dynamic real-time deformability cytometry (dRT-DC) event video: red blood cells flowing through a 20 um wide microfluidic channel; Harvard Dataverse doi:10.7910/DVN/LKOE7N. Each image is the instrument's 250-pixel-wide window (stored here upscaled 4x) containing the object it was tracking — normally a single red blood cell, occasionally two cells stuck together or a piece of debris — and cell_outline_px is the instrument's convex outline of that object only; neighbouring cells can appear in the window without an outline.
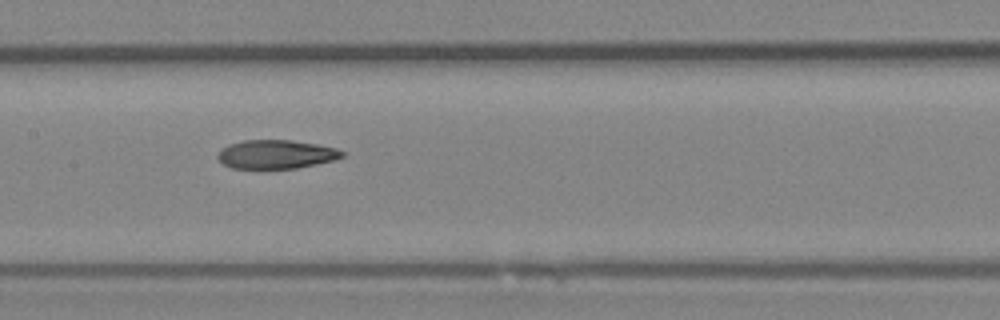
{"species": "Egyptian fruit bat (a non-hibernating species)", "species_latin": "Rousettus aegyptiacus", "temperature_condition": "room temperature", "stored_images_in_passage": 11, "camera_frame_rate_fps": 3000, "um_per_image_px": 0.085, "animal": {"sex": "female"}, "frame": {"image": 1, "passage_image": 8, "time_ms": 2.333, "image_size_px": [1000, 320], "cell_outline_px": [[344, 156], [332, 160], [316, 164], [296, 168], [232, 168], [224, 164], [216, 156], [228, 144], [244, 140], [292, 140], [316, 144], [336, 148], [344, 152]], "centroid_in_image_um": [23.47, 13.11], "position_along_channel_um": 183.9, "area_um2": 20.58}}
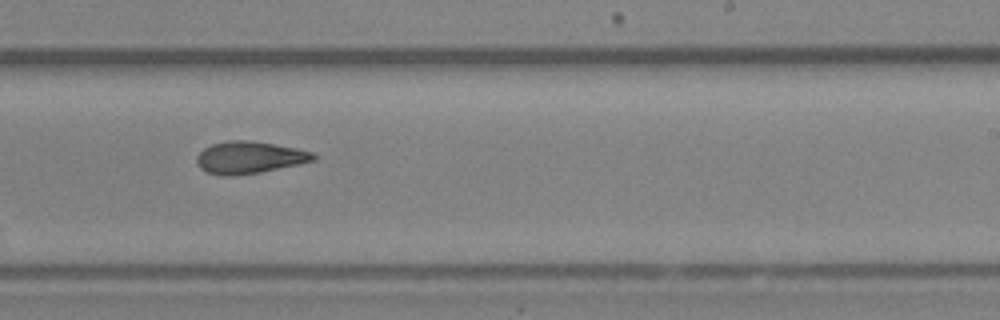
{"frame": {"image": 2, "passage_image": 10, "time_ms": 3.0, "image_size_px": [1000, 320], "cell_outline_px": [[316, 160], [260, 172], [232, 176], [220, 176], [208, 172], [200, 168], [196, 164], [196, 156], [204, 148], [212, 144], [228, 140], [248, 140], [296, 148], [312, 152], [316, 156]], "centroid_in_image_um": [21.15, 13.39], "position_along_channel_um": 267.8, "area_um2": 21.73}}
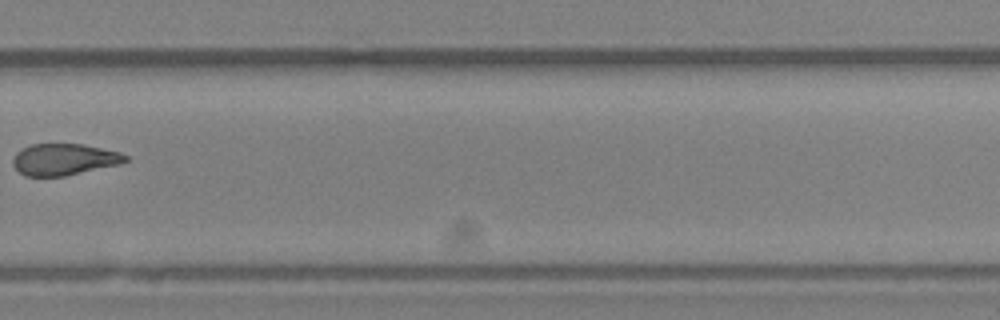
{"frame": {"image": 3, "passage_image": 11, "time_ms": 3.333, "image_size_px": [1000, 320], "cell_outline_px": [[128, 160], [120, 164], [64, 176], [24, 176], [12, 164], [12, 160], [16, 152], [32, 144], [84, 144], [120, 152], [128, 156]], "centroid_in_image_um": [5.45, 13.55], "position_along_channel_um": 324.3, "area_um2": 20.63}}